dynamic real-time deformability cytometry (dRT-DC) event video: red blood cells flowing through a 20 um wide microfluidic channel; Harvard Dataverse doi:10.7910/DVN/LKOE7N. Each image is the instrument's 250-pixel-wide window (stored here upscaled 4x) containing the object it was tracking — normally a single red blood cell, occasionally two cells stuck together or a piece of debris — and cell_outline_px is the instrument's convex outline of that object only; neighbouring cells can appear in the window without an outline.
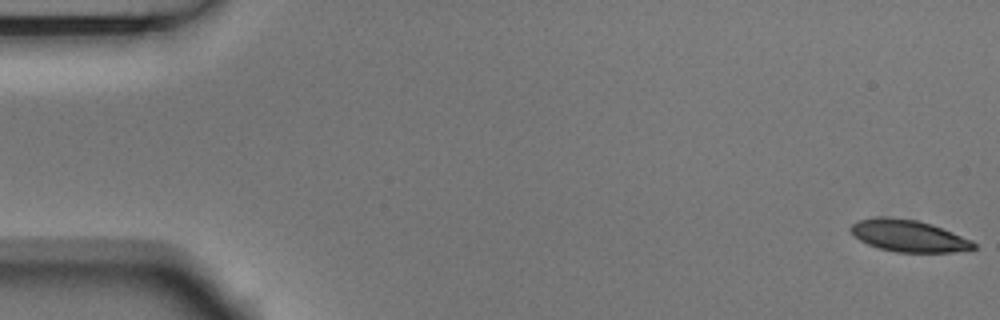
{"species": "Egyptian fruit bat (a non-hibernating species)", "species_latin": "Rousettus aegyptiacus", "temperature_condition": "room temperature", "stored_images_in_passage": 6, "camera_frame_rate_fps": 3000, "um_per_image_px": 0.085, "animal": {"sex": "male"}, "frame": {"image": 1, "passage_image": 1, "time_ms": 0.0, "image_size_px": [1000, 320], "cell_outline_px": [[976, 248], [952, 252], [896, 252], [880, 248], [868, 244], [860, 240], [848, 228], [856, 220], [876, 216], [888, 216], [916, 220], [932, 224], [972, 240], [976, 244]], "centroid_in_image_um": [77.2, 20.03], "position_along_channel_um": 7.8, "area_um2": 22.83}}
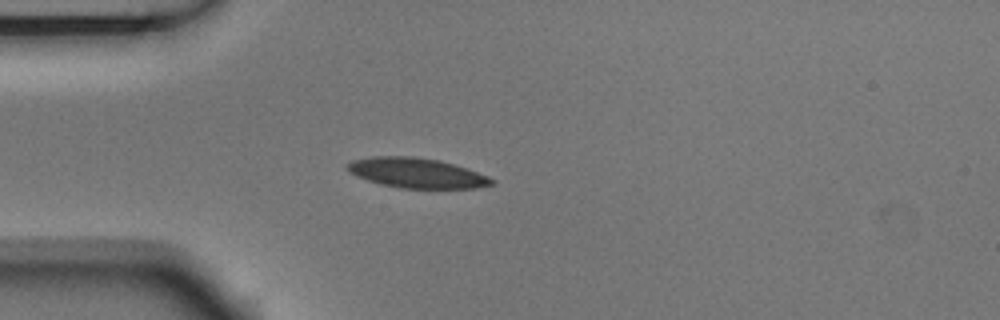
{"frame": {"image": 2, "passage_image": 5, "time_ms": 1.333, "image_size_px": [1000, 320], "cell_outline_px": [[496, 180], [492, 184], [476, 188], [400, 188], [380, 184], [356, 176], [348, 168], [348, 164], [352, 160], [372, 156], [412, 156], [436, 160], [468, 168], [488, 176]], "centroid_in_image_um": [35.44, 14.7], "position_along_channel_um": 49.6, "area_um2": 24.97}}